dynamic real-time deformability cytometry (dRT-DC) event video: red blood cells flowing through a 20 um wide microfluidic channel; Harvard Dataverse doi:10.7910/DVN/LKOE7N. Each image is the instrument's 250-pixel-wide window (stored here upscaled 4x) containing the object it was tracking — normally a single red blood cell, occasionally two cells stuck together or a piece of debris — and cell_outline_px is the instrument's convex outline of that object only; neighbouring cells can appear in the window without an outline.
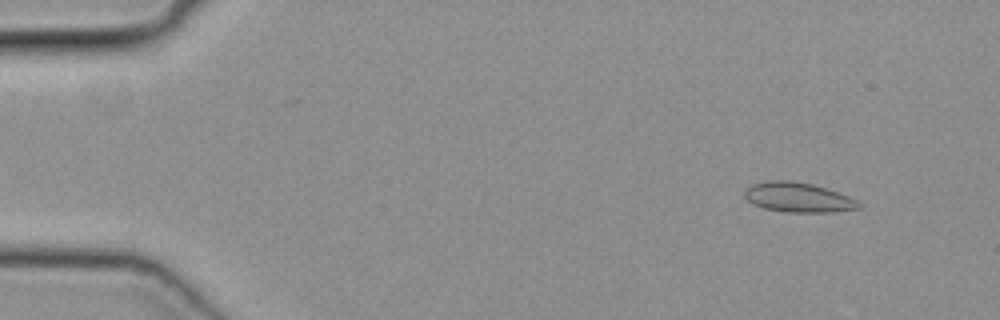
{"species": "common noctule bat (a hibernating species)", "species_latin": "Nyctalus noctula", "temperature_condition": "cold", "stored_images_in_passage": 46, "camera_frame_rate_fps": 3000, "um_per_image_px": 0.085, "animal": {"sex": "female", "body_mass_g": 19.3, "forearm_length_mm": 54.1}, "frame": {"image": 1, "passage_image": 1, "time_ms": 0.0, "image_size_px": [1000, 320], "cell_outline_px": [[860, 208], [832, 212], [788, 212], [764, 208], [752, 204], [744, 196], [744, 192], [752, 184], [768, 180], [788, 180], [812, 184], [840, 192], [856, 200], [860, 204]], "centroid_in_image_um": [67.83, 16.77], "position_along_channel_um": 17.2, "area_um2": 19.71}}
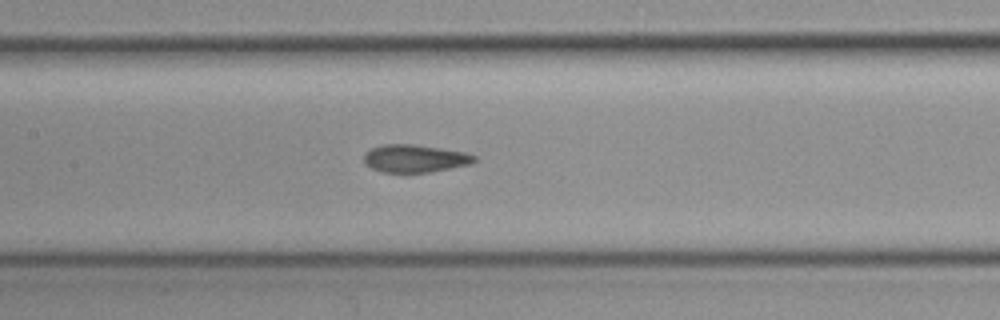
{"frame": {"image": 2, "passage_image": 20, "time_ms": 6.333, "image_size_px": [1000, 320], "cell_outline_px": [[476, 160], [468, 164], [428, 172], [384, 172], [372, 168], [364, 164], [364, 156], [372, 148], [380, 144], [412, 144], [440, 148], [464, 152], [476, 156]], "centroid_in_image_um": [35.23, 13.46], "position_along_channel_um": 172.2, "area_um2": 17.51}}
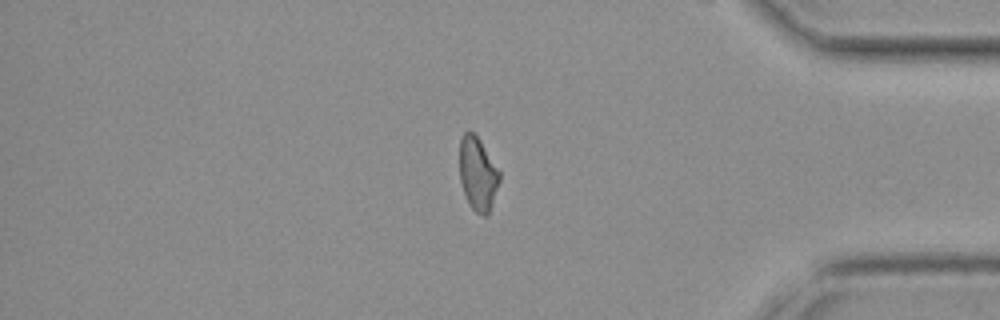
{"frame": {"image": 3, "passage_image": 38, "time_ms": 12.333, "image_size_px": [1000, 320], "cell_outline_px": [[500, 180], [488, 216], [484, 216], [476, 212], [472, 208], [464, 192], [460, 180], [460, 140], [464, 132], [472, 132], [480, 140], [500, 172]], "centroid_in_image_um": [40.62, 14.79], "position_along_channel_um": 394.6, "area_um2": 16.82}}